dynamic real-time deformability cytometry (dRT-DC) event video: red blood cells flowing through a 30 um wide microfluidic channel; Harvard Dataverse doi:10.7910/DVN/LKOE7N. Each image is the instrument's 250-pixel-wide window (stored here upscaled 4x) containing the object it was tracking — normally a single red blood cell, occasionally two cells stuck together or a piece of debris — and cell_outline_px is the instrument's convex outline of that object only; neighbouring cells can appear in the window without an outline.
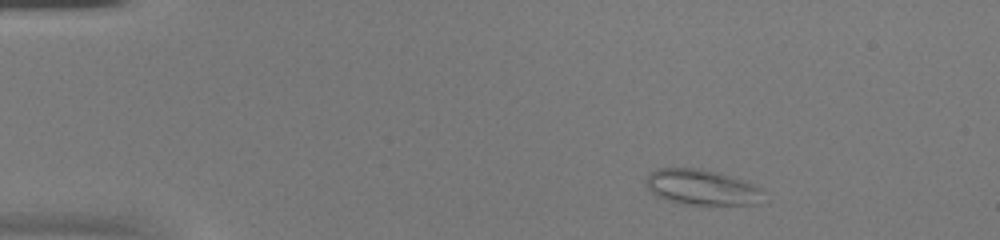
{"species": "common noctule bat (a hibernating species)", "species_latin": "Nyctalus noctula", "temperature_condition": "warm", "stored_images_in_passage": 50, "camera_frame_rate_fps": 3000, "um_per_image_px": 0.085, "animal": {"sex": "female", "body_mass_g": 20.0, "forearm_length_mm": 54.0}, "frame": {"image": 1, "passage_image": 5, "time_ms": 1.333, "image_size_px": [1000, 240], "cell_outline_px": [[760, 204], [684, 204], [668, 200], [656, 196], [648, 188], [648, 176], [656, 168], [700, 168], [720, 172], [752, 184], [760, 188]], "centroid_in_image_um": [59.62, 15.9], "position_along_channel_um": 25.4, "area_um2": 23.81}}
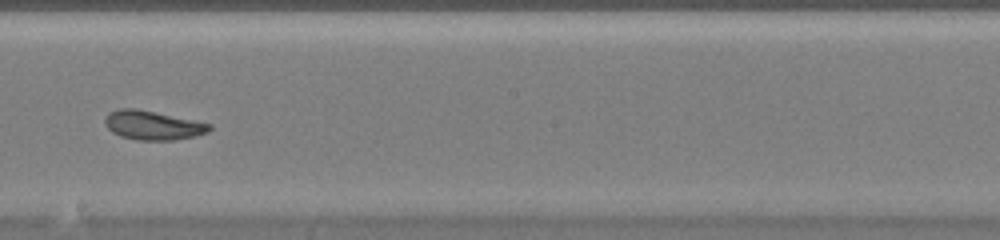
{"frame": {"image": 2, "passage_image": 28, "time_ms": 9.0, "image_size_px": [1000, 240], "cell_outline_px": [[212, 128], [208, 132], [192, 136], [172, 140], [136, 140], [120, 136], [112, 132], [104, 124], [104, 120], [108, 112], [120, 108], [136, 108], [212, 124]], "centroid_in_image_um": [12.94, 10.64], "position_along_channel_um": 235.3, "area_um2": 17.63}}
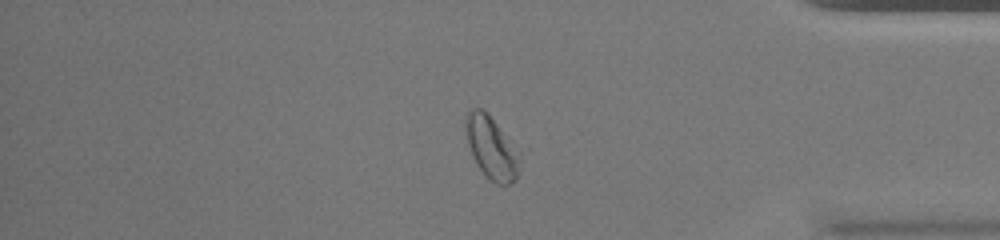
{"frame": {"image": 3, "passage_image": 42, "time_ms": 13.667, "image_size_px": [1000, 240], "cell_outline_px": [[520, 156], [516, 180], [508, 184], [496, 184], [476, 164], [472, 156], [468, 144], [464, 128], [464, 120], [468, 112], [472, 108], [480, 108], [488, 112], [520, 152]], "centroid_in_image_um": [41.76, 12.51], "position_along_channel_um": 393.4, "area_um2": 19.71}, "authors_computed_cell_mechanics": {"area_um2": 20.8369, "velocity_mm_per_s": 3.8582, "shape_relaxation_time_tau1_ms": null, "shape_relaxation_time_tau2_ms": 4.2202, "deformation_change_tau1": null, "deformation_change_tau2": 0.0998}}